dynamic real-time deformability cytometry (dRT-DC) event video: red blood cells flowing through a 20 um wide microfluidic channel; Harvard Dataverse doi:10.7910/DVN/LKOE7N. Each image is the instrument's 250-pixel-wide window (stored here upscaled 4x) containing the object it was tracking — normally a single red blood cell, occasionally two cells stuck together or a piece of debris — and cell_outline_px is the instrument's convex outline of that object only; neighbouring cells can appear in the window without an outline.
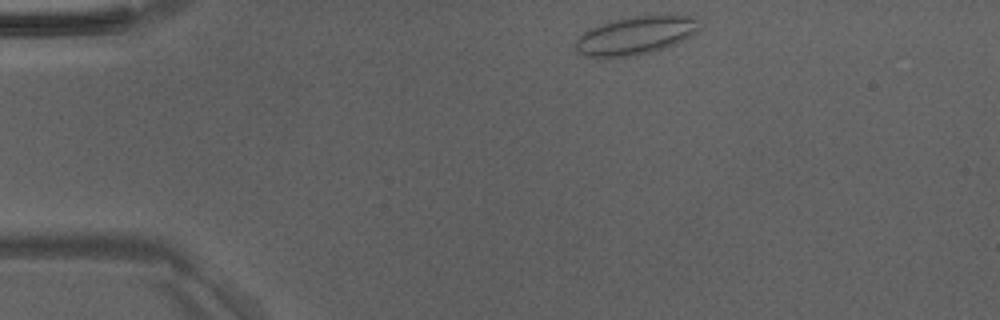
{"species": "Egyptian fruit bat (a non-hibernating species)", "species_latin": "Rousettus aegyptiacus", "temperature_condition": "room temperature", "stored_images_in_passage": 41, "camera_frame_rate_fps": 3000, "um_per_image_px": 0.085, "animal": {"sex": "male"}, "frame": {"image": 1, "passage_image": 1, "time_ms": 0.0, "image_size_px": [1000, 320], "cell_outline_px": [[700, 28], [692, 36], [676, 44], [664, 48], [636, 56], [588, 56], [576, 52], [576, 40], [588, 28], [612, 20], [632, 16], [696, 16]], "centroid_in_image_um": [54.04, 3.01], "position_along_channel_um": 31.0, "area_um2": 27.34}}
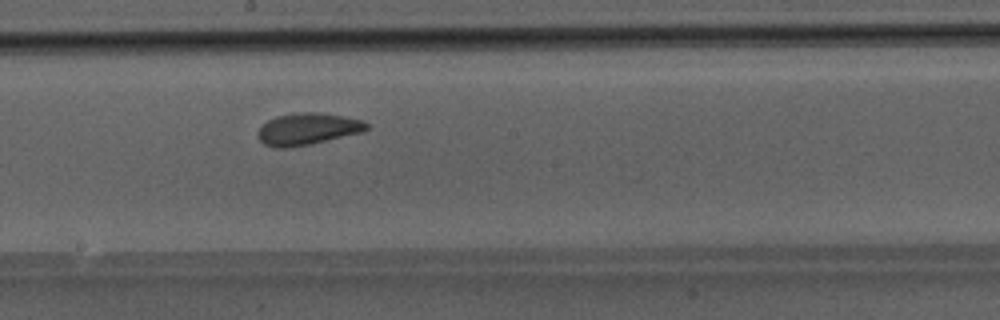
{"frame": {"image": 2, "passage_image": 19, "time_ms": 6.0, "image_size_px": [1000, 320], "cell_outline_px": [[368, 128], [360, 132], [308, 144], [288, 148], [276, 148], [264, 144], [256, 136], [256, 132], [268, 120], [276, 116], [300, 112], [316, 112], [340, 116], [360, 120], [368, 124]], "centroid_in_image_um": [26.06, 10.96], "position_along_channel_um": 222.1, "area_um2": 19.71}}
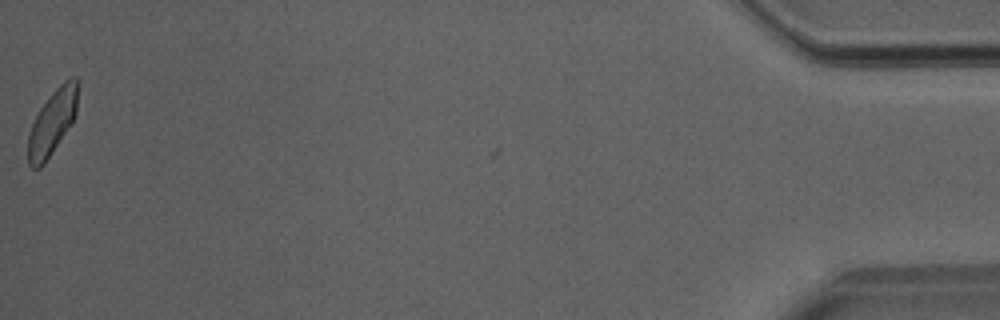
{"frame": {"image": 3, "passage_image": 41, "time_ms": 13.333, "image_size_px": [1000, 320], "cell_outline_px": [[76, 112], [72, 120], [44, 164], [40, 168], [32, 168], [28, 164], [28, 132], [40, 108], [52, 92], [64, 80], [72, 76], [76, 76]], "centroid_in_image_um": [4.4, 10.4], "position_along_channel_um": 430.8, "area_um2": 18.15}}